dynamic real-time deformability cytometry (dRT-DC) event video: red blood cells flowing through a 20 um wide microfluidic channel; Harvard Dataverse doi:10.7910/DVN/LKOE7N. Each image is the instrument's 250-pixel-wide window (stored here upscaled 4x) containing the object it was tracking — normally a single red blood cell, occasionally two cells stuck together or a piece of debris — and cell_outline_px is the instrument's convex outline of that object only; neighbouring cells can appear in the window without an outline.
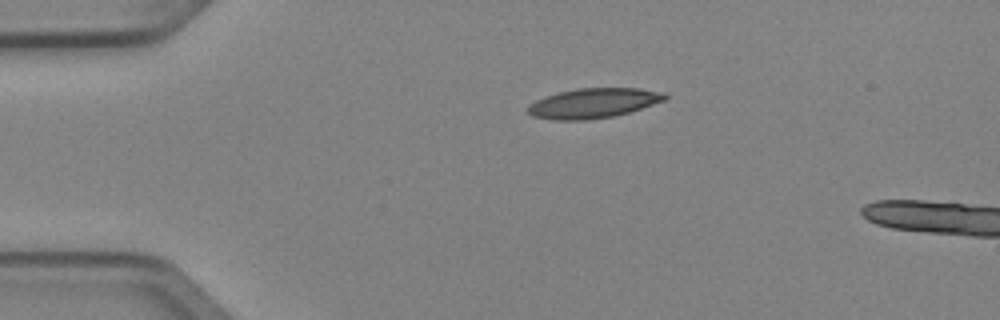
{"species": "Egyptian fruit bat (a non-hibernating species)", "species_latin": "Rousettus aegyptiacus", "temperature_condition": "cold", "stored_images_in_passage": 2, "camera_frame_rate_fps": 3000, "um_per_image_px": 0.085, "animal": {"sex": "female"}, "frame": {"image": 1, "passage_image": 1, "time_ms": 0.0, "image_size_px": [1000, 320], "cell_outline_px": [[668, 96], [664, 100], [616, 116], [588, 120], [552, 120], [532, 116], [528, 112], [528, 104], [544, 96], [556, 92], [576, 88], [640, 88], [664, 92]], "centroid_in_image_um": [50.39, 8.76], "position_along_channel_um": 34.6, "area_um2": 23.99}}